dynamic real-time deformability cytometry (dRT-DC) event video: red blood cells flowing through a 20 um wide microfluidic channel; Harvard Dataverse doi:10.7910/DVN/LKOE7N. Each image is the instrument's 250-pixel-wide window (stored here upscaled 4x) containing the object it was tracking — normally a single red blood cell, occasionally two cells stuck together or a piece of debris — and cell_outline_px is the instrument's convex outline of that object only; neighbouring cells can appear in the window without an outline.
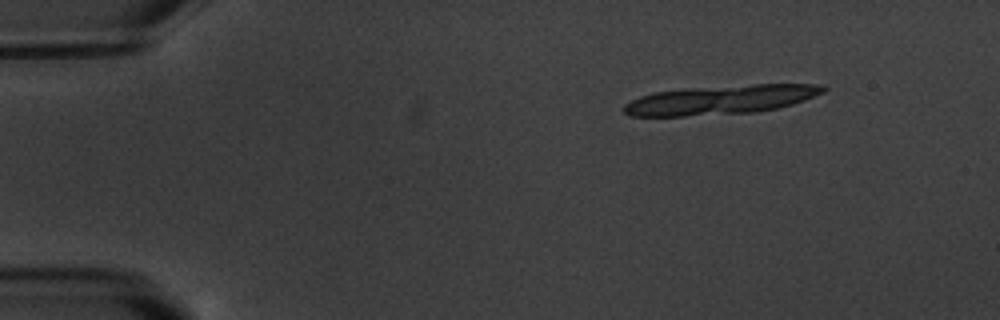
{"species": "common noctule bat (a hibernating species)", "species_latin": "Nyctalus noctula", "temperature_condition": "warm", "stored_images_in_passage": 4, "segment_of_instrument_passage": [1, 2], "camera_frame_rate_fps": 3000, "um_per_image_px": 0.085, "animal": {"sex": "male", "body_mass_g": 20.1, "forearm_length_mm": 53.5}, "frame": {"image": 1, "passage_image": 1, "time_ms": 0.0, "image_size_px": [1000, 320], "cell_outline_px": [[828, 88], [824, 92], [804, 100], [792, 104], [776, 108], [756, 112], [684, 116], [628, 116], [624, 112], [624, 104], [640, 96], [656, 92], [684, 88], [752, 84], [820, 84]], "centroid_in_image_um": [61.26, 8.47], "position_along_channel_um": 23.7, "area_um2": 33.87}}